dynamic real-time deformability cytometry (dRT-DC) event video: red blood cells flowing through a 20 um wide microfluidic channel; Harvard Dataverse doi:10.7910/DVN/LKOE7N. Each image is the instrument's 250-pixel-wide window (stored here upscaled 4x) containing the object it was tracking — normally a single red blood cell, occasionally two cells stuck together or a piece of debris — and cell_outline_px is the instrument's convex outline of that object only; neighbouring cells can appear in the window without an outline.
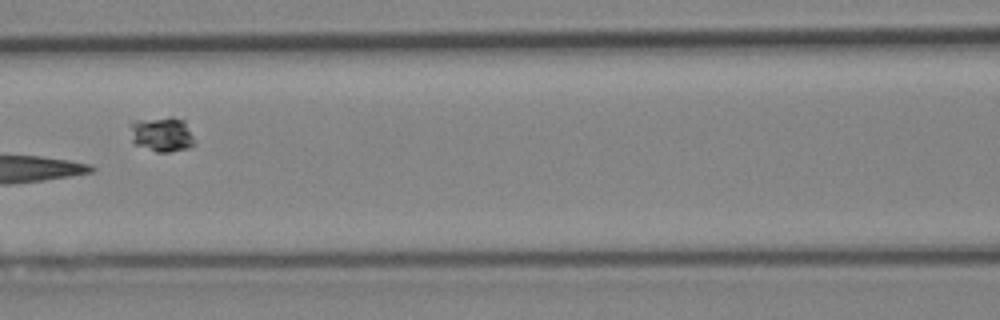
{"species": "Egyptian fruit bat (a non-hibernating species)", "species_latin": "Rousettus aegyptiacus", "temperature_condition": "cold", "stored_images_in_passage": 7, "camera_frame_rate_fps": 3000, "um_per_image_px": 0.085, "animal": {"sex": "female"}, "frame": {"image": 1, "passage_image": 6, "time_ms": 6.667, "image_size_px": [1000, 320], "cell_outline_px": [[196, 144], [188, 148], [168, 152], [156, 152], [136, 144], [132, 140], [128, 124], [132, 120], [168, 116], [172, 116], [184, 120]], "centroid_in_image_um": [13.72, 11.38], "position_along_channel_um": 152.9, "area_um2": 13.35}}
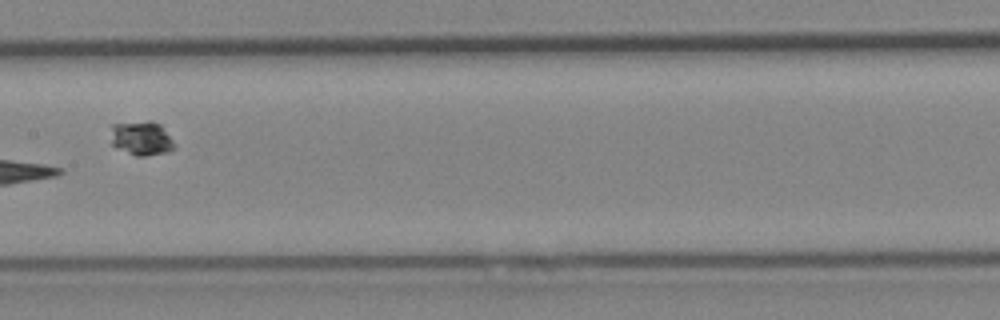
{"frame": {"image": 2, "passage_image": 7, "time_ms": 7.667, "image_size_px": [1000, 320], "cell_outline_px": [[176, 148], [164, 152], [144, 156], [136, 156], [112, 144], [112, 124], [148, 120], [152, 120], [160, 124], [172, 140]], "centroid_in_image_um": [12.04, 11.72], "position_along_channel_um": 195.4, "area_um2": 12.43}}